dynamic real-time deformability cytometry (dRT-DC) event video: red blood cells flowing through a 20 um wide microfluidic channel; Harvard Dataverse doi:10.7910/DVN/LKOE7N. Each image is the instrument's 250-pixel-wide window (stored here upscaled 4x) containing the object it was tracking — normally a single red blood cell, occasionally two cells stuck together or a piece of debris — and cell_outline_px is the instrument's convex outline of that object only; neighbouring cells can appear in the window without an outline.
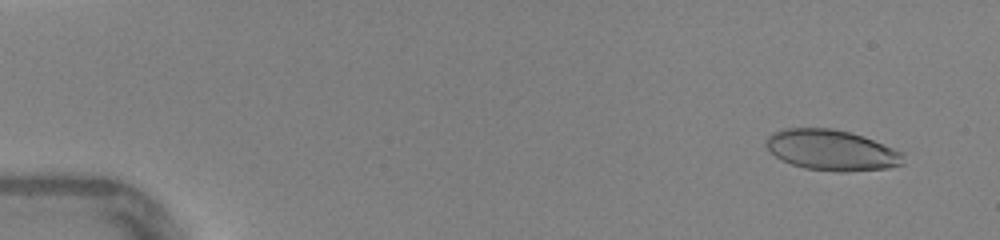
{"species": "human", "species_latin": "Homo sapiens", "temperature_condition": "warm", "stored_images_in_passage": 47, "camera_frame_rate_fps": 3000, "um_per_image_px": 0.085, "donor": {"sex": "female"}, "frame": {"image": 1, "passage_image": 4, "time_ms": 1.0, "image_size_px": [1000, 240], "cell_outline_px": [[904, 164], [888, 168], [844, 172], [840, 172], [804, 168], [792, 164], [776, 156], [764, 144], [768, 136], [772, 132], [784, 128], [832, 128], [864, 136], [904, 152]], "centroid_in_image_um": [70.72, 12.76], "position_along_channel_um": 14.3, "area_um2": 32.6}}
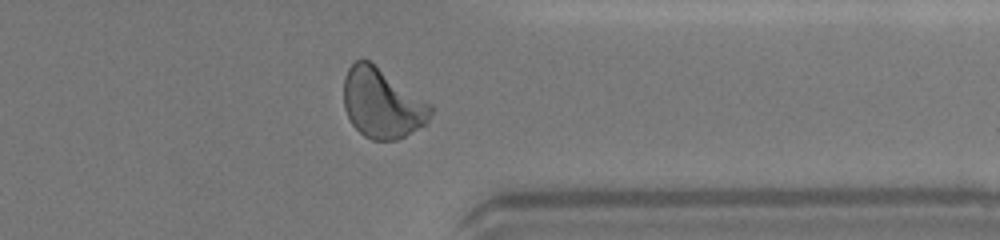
{"frame": {"image": 2, "passage_image": 38, "time_ms": 12.333, "image_size_px": [1000, 240], "cell_outline_px": [[432, 112], [428, 120], [424, 124], [404, 136], [396, 140], [372, 140], [364, 136], [352, 124], [344, 108], [344, 76], [348, 68], [356, 60], [368, 60], [432, 104]], "centroid_in_image_um": [32.46, 8.78], "position_along_channel_um": 378.9, "area_um2": 34.97}}
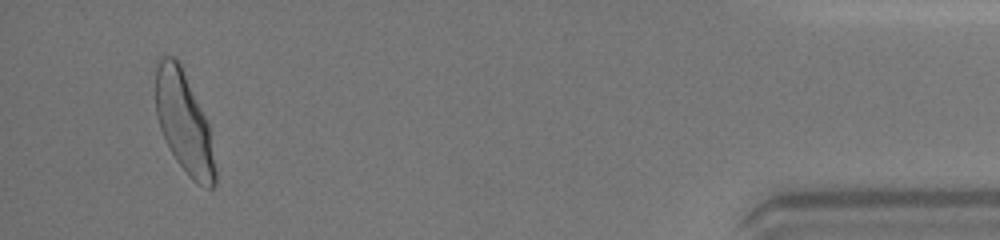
{"frame": {"image": 3, "passage_image": 45, "time_ms": 14.667, "image_size_px": [1000, 240], "cell_outline_px": [[216, 184], [212, 188], [208, 188], [192, 180], [188, 176], [176, 160], [160, 128], [156, 116], [156, 64], [160, 56], [172, 56], [180, 64], [208, 124], [216, 172]], "centroid_in_image_um": [15.63, 10.43], "position_along_channel_um": 419.6, "area_um2": 34.33}, "authors_computed_cell_mechanics": {"area_um2": 33.813, "velocity_mm_per_s": 4.383, "shape_relaxation_time_tau1_ms": 3.1658, "shape_relaxation_time_tau2_ms": null, "deformation_change_tau1": 0.1522, "deformation_change_tau2": null}}